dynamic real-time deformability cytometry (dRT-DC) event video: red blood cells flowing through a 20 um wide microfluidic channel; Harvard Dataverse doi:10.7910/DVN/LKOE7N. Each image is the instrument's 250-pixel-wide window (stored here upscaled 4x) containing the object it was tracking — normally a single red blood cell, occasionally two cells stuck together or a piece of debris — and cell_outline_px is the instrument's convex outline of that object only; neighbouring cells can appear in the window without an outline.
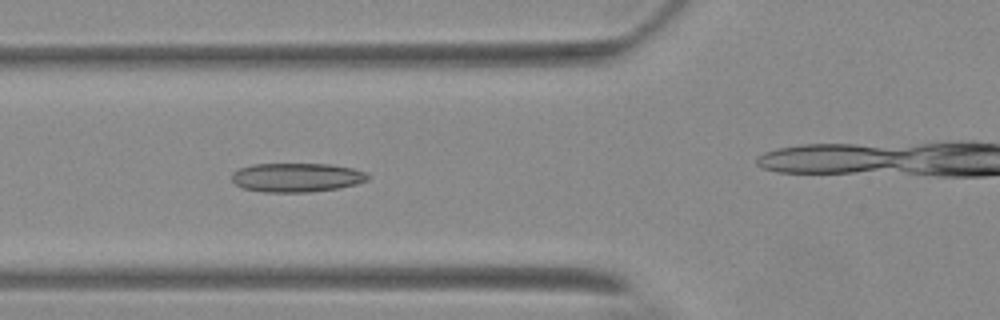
{"species": "Egyptian fruit bat (a non-hibernating species)", "species_latin": "Rousettus aegyptiacus", "temperature_condition": "warm", "stored_images_in_passage": 40, "camera_frame_rate_fps": 3000, "um_per_image_px": 0.085, "animal": {"sex": "female"}, "frame": {"image": 1, "passage_image": 11, "time_ms": 3.333, "image_size_px": [1000, 320], "cell_outline_px": [[368, 180], [356, 184], [340, 188], [308, 192], [264, 192], [244, 188], [236, 184], [232, 180], [232, 172], [240, 168], [252, 164], [332, 164], [352, 168], [364, 172], [368, 176]], "centroid_in_image_um": [25.21, 15.08], "position_along_channel_um": 100.6, "area_um2": 22.95}}
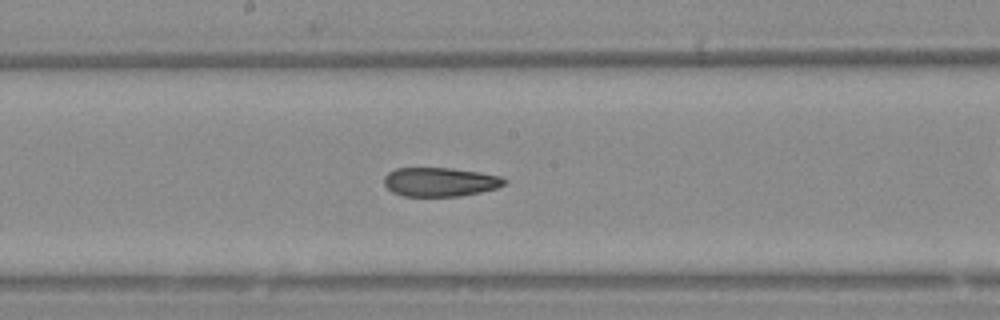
{"frame": {"image": 2, "passage_image": 20, "time_ms": 6.333, "image_size_px": [1000, 320], "cell_outline_px": [[508, 180], [504, 184], [496, 188], [480, 192], [460, 196], [404, 196], [392, 192], [384, 184], [384, 176], [388, 172], [396, 168], [452, 168], [480, 172], [500, 176]], "centroid_in_image_um": [37.39, 15.46], "position_along_channel_um": 210.8, "area_um2": 20.35}}
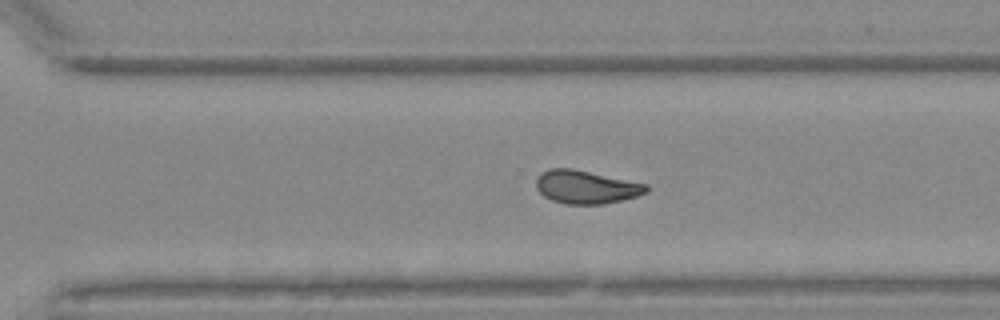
{"frame": {"image": 3, "passage_image": 29, "time_ms": 9.333, "image_size_px": [1000, 320], "cell_outline_px": [[648, 192], [636, 196], [604, 204], [568, 204], [552, 200], [544, 196], [536, 188], [536, 180], [540, 172], [548, 168], [572, 168], [648, 184]], "centroid_in_image_um": [49.8, 15.88], "position_along_channel_um": 320.8, "area_um2": 21.33}, "authors_computed_cell_mechanics": {"area_um2": 21.2704, "velocity_mm_per_s": 3.6725, "shape_relaxation_time_tau1_ms": null, "shape_relaxation_time_tau2_ms": 2.9662, "deformation_change_tau1": null, "deformation_change_tau2": 0.0803}}